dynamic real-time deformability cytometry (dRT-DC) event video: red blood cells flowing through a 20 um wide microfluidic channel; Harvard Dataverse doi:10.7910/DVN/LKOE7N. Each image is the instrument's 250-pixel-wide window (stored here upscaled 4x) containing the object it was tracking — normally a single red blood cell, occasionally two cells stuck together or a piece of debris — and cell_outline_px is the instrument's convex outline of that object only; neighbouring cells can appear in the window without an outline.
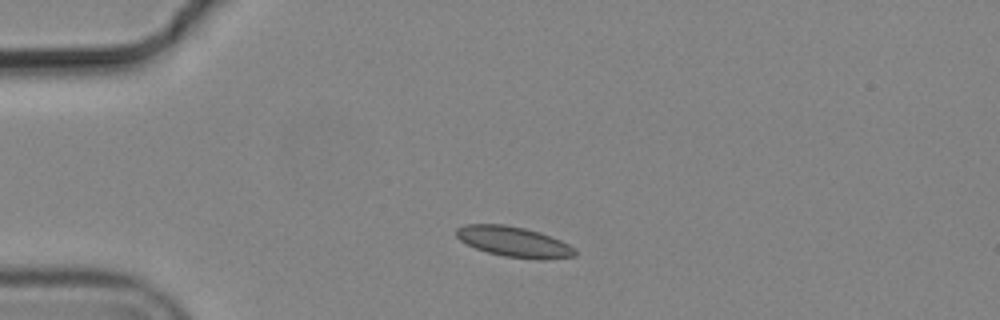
{"species": "common noctule bat (a hibernating species)", "species_latin": "Nyctalus noctula", "temperature_condition": "cold", "stored_images_in_passage": 4, "segment_of_instrument_passage": [1, 2], "camera_frame_rate_fps": 3000, "um_per_image_px": 0.085, "animal": {"sex": "male", "body_mass_g": 19.2, "forearm_length_mm": 51.8}, "frame": {"image": 1, "passage_image": 2, "time_ms": 0.333, "image_size_px": [1000, 320], "cell_outline_px": [[576, 256], [544, 260], [504, 256], [488, 252], [476, 248], [460, 240], [456, 236], [456, 228], [464, 224], [504, 224], [524, 228], [540, 232], [560, 240], [576, 248]], "centroid_in_image_um": [43.7, 20.55], "position_along_channel_um": 41.3, "area_um2": 20.98}}